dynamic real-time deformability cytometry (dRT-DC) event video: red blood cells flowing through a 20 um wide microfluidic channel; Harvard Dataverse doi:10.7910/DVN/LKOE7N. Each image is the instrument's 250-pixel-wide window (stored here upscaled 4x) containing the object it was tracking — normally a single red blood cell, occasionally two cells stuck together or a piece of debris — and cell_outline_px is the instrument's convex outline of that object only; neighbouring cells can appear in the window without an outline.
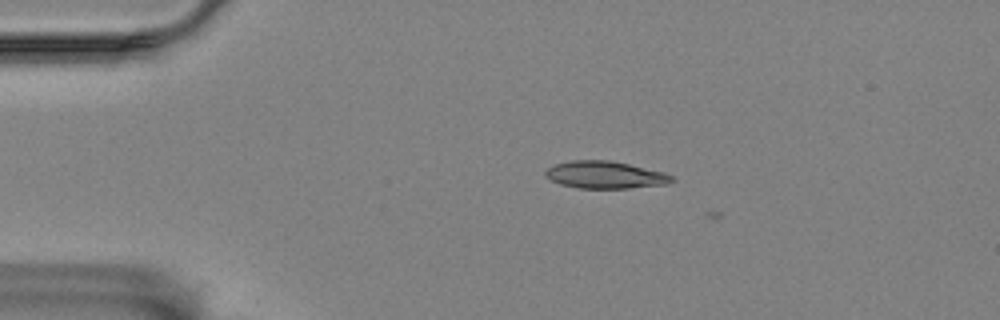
{"species": "Egyptian fruit bat (a non-hibernating species)", "species_latin": "Rousettus aegyptiacus", "temperature_condition": "room temperature", "stored_images_in_passage": 3, "camera_frame_rate_fps": 3000, "um_per_image_px": 0.085, "animal": {"sex": "female"}, "frame": {"image": 1, "passage_image": 2, "time_ms": 0.333, "image_size_px": [1000, 320], "cell_outline_px": [[676, 180], [668, 184], [628, 188], [580, 188], [560, 184], [544, 176], [544, 172], [552, 164], [568, 160], [612, 160], [664, 172], [672, 176]], "centroid_in_image_um": [51.42, 14.85], "position_along_channel_um": 33.6, "area_um2": 20.29}}